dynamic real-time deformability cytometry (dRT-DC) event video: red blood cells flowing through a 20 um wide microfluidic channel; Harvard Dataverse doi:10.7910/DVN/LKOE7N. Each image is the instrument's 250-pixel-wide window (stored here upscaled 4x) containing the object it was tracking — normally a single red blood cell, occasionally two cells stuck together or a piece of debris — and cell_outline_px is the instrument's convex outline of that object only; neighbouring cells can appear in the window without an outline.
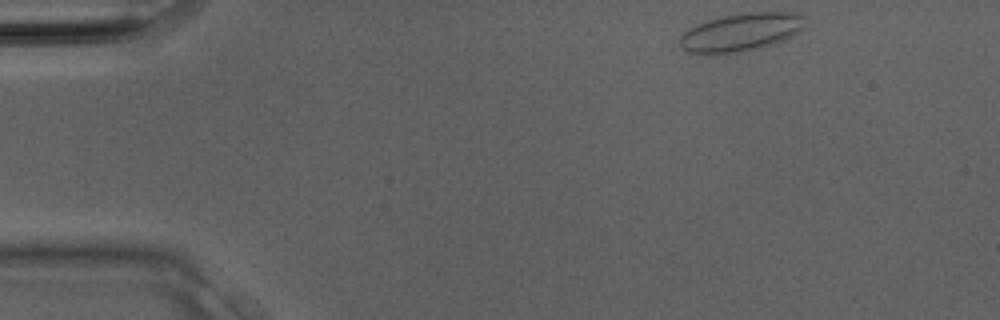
{"species": "Egyptian fruit bat (a non-hibernating species)", "species_latin": "Rousettus aegyptiacus", "temperature_condition": "room temperature", "stored_images_in_passage": 29, "camera_frame_rate_fps": 3000, "um_per_image_px": 0.085, "animal": {"sex": "male"}, "frame": {"image": 1, "passage_image": 1, "time_ms": 0.0, "image_size_px": [1000, 320], "cell_outline_px": [[804, 28], [792, 36], [776, 44], [740, 52], [688, 52], [680, 48], [680, 36], [688, 28], [696, 24], [708, 20], [724, 16], [744, 12], [792, 12], [800, 16]], "centroid_in_image_um": [62.97, 2.73], "position_along_channel_um": 22.0, "area_um2": 27.34}}
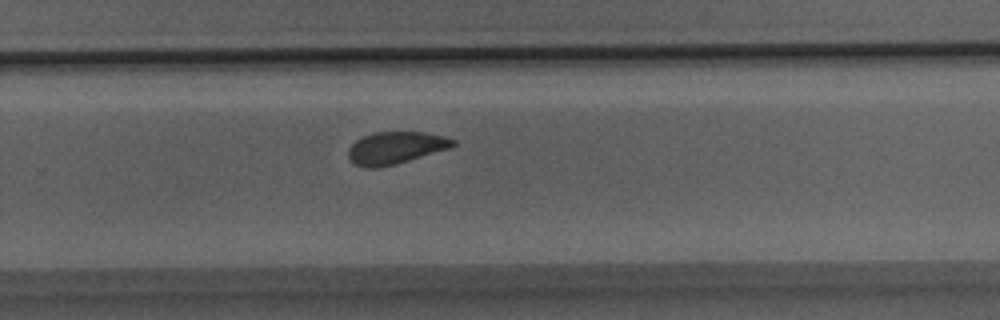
{"frame": {"image": 2, "passage_image": 18, "time_ms": 5.667, "image_size_px": [1000, 320], "cell_outline_px": [[456, 144], [452, 148], [396, 164], [376, 168], [364, 168], [356, 164], [348, 156], [348, 148], [356, 140], [364, 136], [376, 132], [424, 132], [444, 136], [456, 140]], "centroid_in_image_um": [33.66, 12.57], "position_along_channel_um": 296.1, "area_um2": 19.71}}
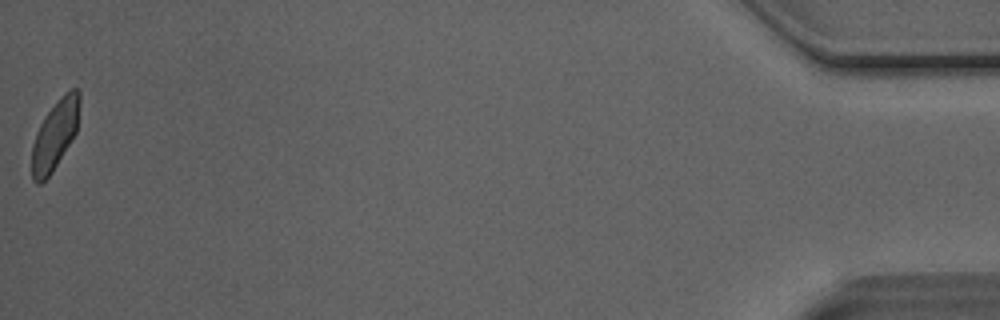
{"frame": {"image": 3, "passage_image": 29, "time_ms": 9.333, "image_size_px": [1000, 320], "cell_outline_px": [[80, 100], [76, 132], [52, 172], [40, 184], [36, 184], [32, 180], [32, 144], [36, 132], [44, 116], [56, 100], [64, 92], [72, 88], [76, 88], [80, 92]], "centroid_in_image_um": [4.66, 11.43], "position_along_channel_um": 430.5, "area_um2": 19.31}}